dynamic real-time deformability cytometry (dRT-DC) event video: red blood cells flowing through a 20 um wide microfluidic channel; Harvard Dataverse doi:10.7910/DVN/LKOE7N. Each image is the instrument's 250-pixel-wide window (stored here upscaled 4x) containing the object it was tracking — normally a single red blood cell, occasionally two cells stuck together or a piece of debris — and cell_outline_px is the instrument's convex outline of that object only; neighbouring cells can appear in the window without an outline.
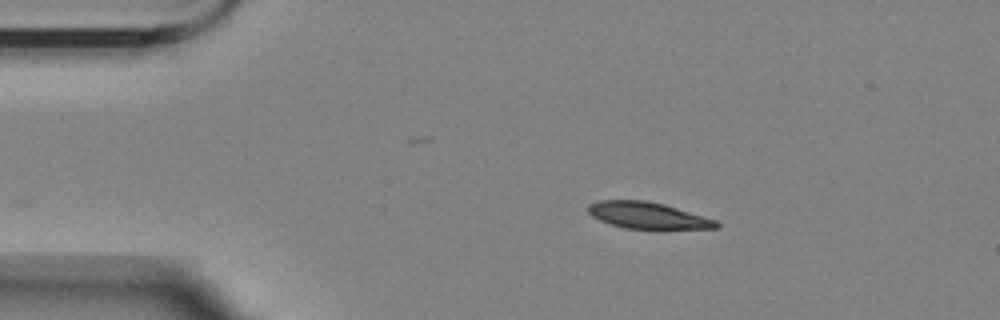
{"species": "Egyptian fruit bat (a non-hibernating species)", "species_latin": "Rousettus aegyptiacus", "temperature_condition": "room temperature", "stored_images_in_passage": 36, "camera_frame_rate_fps": 3000, "um_per_image_px": 0.085, "animal": {"sex": "female"}, "frame": {"image": 1, "passage_image": 1, "time_ms": 0.0, "image_size_px": [1000, 320], "cell_outline_px": [[720, 224], [716, 228], [660, 232], [624, 228], [600, 220], [592, 216], [588, 212], [588, 204], [600, 200], [644, 200], [664, 204], [716, 220]], "centroid_in_image_um": [55.12, 18.37], "position_along_channel_um": 29.9, "area_um2": 20.69}}
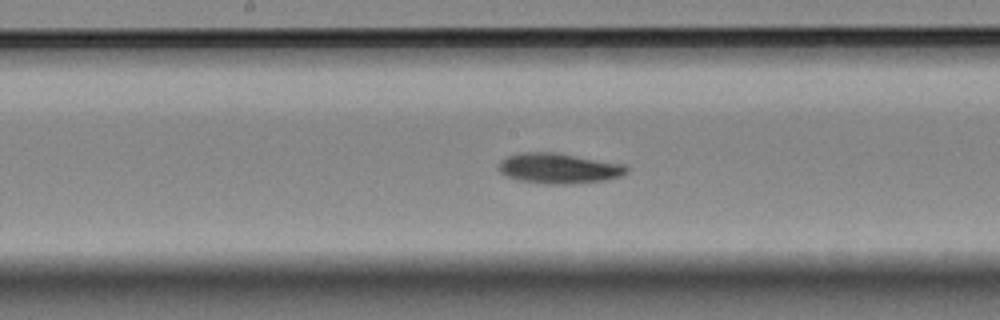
{"frame": {"image": 2, "passage_image": 20, "time_ms": 6.333, "image_size_px": [1000, 320], "cell_outline_px": [[628, 172], [620, 176], [608, 180], [572, 184], [544, 184], [516, 180], [504, 176], [500, 172], [496, 164], [500, 160], [508, 156], [520, 152], [560, 152], [624, 164], [628, 168]], "centroid_in_image_um": [47.47, 14.31], "position_along_channel_um": 200.7, "area_um2": 23.24}}
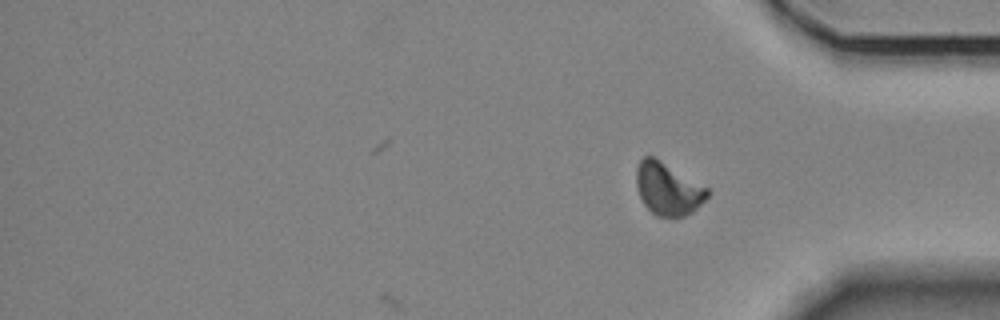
{"frame": {"image": 3, "passage_image": 36, "time_ms": 11.667, "image_size_px": [1000, 320], "cell_outline_px": [[712, 192], [692, 212], [684, 216], [672, 220], [656, 216], [644, 204], [640, 196], [636, 184], [636, 168], [640, 160], [644, 156], [652, 156], [708, 188]], "centroid_in_image_um": [56.77, 16.1], "position_along_channel_um": 378.4, "area_um2": 21.73}, "authors_computed_cell_mechanics": {"area_um2": 21.8195, "velocity_mm_per_s": 3.4497, "shape_relaxation_time_tau1_ms": 3.8716, "shape_relaxation_time_tau2_ms": 9.464, "deformation_change_tau1": 0.1286, "deformation_change_tau2": 0.1233}}